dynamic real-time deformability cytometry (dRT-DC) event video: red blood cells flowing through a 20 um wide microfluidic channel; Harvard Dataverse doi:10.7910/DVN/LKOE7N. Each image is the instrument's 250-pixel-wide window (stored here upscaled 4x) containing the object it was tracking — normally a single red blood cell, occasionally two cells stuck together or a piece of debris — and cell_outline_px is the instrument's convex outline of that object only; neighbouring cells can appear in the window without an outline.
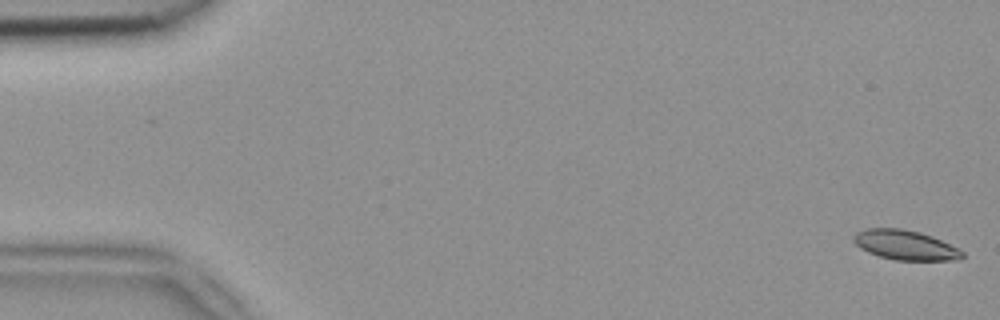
{"species": "common noctule bat (a hibernating species)", "species_latin": "Nyctalus noctula", "temperature_condition": "room temperature", "stored_images_in_passage": 52, "camera_frame_rate_fps": 3000, "um_per_image_px": 0.085, "animal": {"sex": "female", "body_mass_g": 18.4}, "frame": {"image": 1, "passage_image": 1, "time_ms": 0.0, "image_size_px": [1000, 320], "cell_outline_px": [[964, 256], [960, 260], [896, 260], [880, 256], [868, 252], [860, 248], [852, 240], [852, 236], [856, 232], [864, 228], [900, 228], [920, 232], [932, 236], [960, 248], [964, 252]], "centroid_in_image_um": [76.96, 20.82], "position_along_channel_um": 8.0, "area_um2": 19.02}}
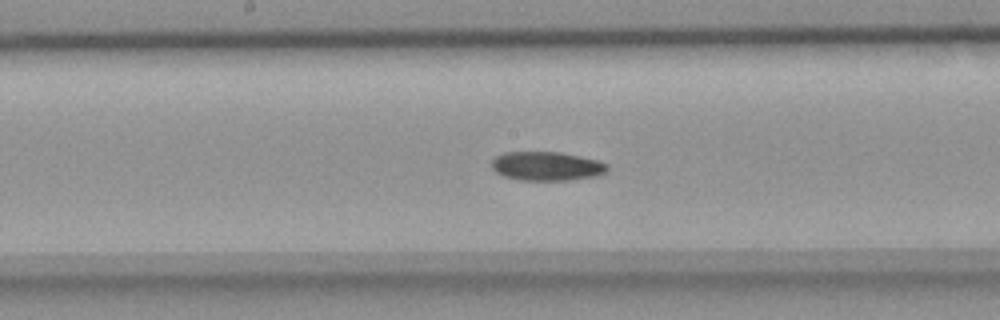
{"frame": {"image": 2, "passage_image": 27, "time_ms": 8.667, "image_size_px": [1000, 320], "cell_outline_px": [[608, 168], [604, 172], [596, 176], [568, 180], [520, 180], [504, 176], [496, 172], [492, 168], [492, 160], [496, 156], [504, 152], [560, 152], [600, 160], [608, 164]], "centroid_in_image_um": [46.47, 14.11], "position_along_channel_um": 201.7, "area_um2": 19.54}}
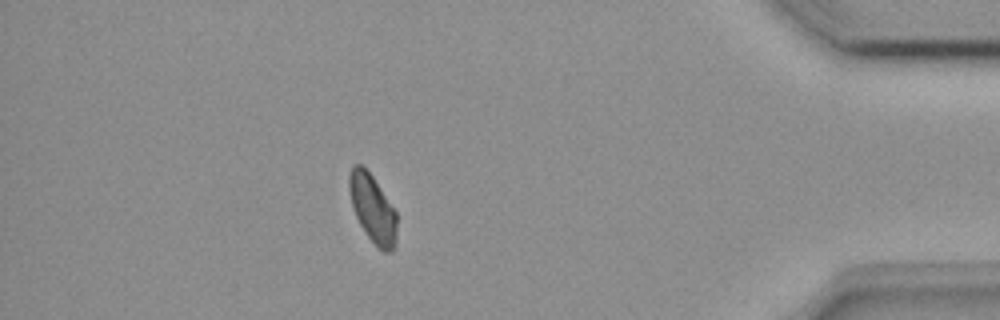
{"frame": {"image": 3, "passage_image": 46, "time_ms": 15.0, "image_size_px": [1000, 320], "cell_outline_px": [[396, 248], [392, 252], [384, 252], [368, 236], [360, 224], [356, 216], [352, 204], [348, 188], [348, 176], [352, 164], [360, 164], [372, 176], [396, 212]], "centroid_in_image_um": [31.67, 17.73], "position_along_channel_um": 403.5, "area_um2": 18.61}}